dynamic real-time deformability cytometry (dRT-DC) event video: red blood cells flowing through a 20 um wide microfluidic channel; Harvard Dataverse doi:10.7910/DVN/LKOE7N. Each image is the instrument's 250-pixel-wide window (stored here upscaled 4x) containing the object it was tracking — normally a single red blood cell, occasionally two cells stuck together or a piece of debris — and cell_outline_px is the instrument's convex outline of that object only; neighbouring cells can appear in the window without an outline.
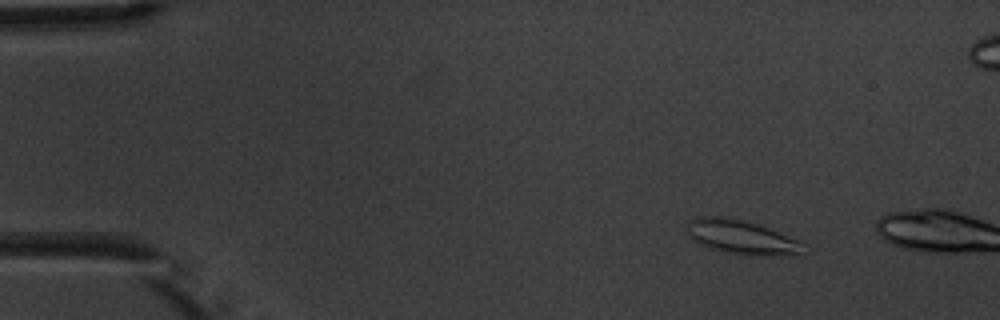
{"species": "common noctule bat (a hibernating species)", "species_latin": "Nyctalus noctula", "temperature_condition": "warm", "stored_images_in_passage": 2, "camera_frame_rate_fps": 3000, "um_per_image_px": 0.085, "animal": {"sex": "male", "body_mass_g": 20.1, "forearm_length_mm": 53.5}, "frame": {"image": 1, "passage_image": 1, "time_ms": 0.0, "image_size_px": [1000, 320], "cell_outline_px": [[808, 252], [804, 256], [744, 256], [708, 248], [692, 240], [688, 236], [684, 228], [688, 220], [700, 216], [732, 216], [760, 224], [804, 240]], "centroid_in_image_um": [63.15, 20.17], "position_along_channel_um": 21.8, "area_um2": 24.97}}